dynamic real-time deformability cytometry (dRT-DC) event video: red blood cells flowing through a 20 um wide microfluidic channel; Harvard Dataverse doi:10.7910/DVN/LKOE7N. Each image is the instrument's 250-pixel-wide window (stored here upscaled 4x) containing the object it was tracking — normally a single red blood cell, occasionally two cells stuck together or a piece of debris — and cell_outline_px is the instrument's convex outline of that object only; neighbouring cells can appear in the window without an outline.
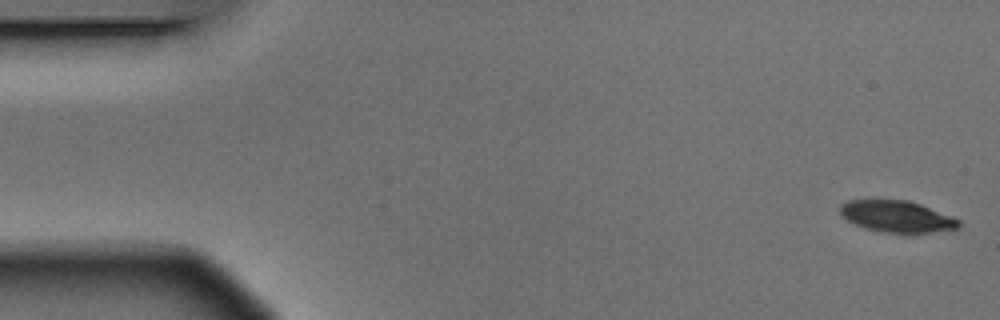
{"species": "Egyptian fruit bat (a non-hibernating species)", "species_latin": "Rousettus aegyptiacus", "temperature_condition": "warm", "stored_images_in_passage": 4, "camera_frame_rate_fps": 3000, "um_per_image_px": 0.085, "animal": {"sex": "male"}, "frame": {"image": 1, "passage_image": 1, "time_ms": 0.0, "image_size_px": [1000, 320], "cell_outline_px": [[960, 228], [928, 232], [880, 232], [864, 228], [840, 216], [840, 204], [848, 200], [908, 200], [920, 204], [960, 220]], "centroid_in_image_um": [76.19, 18.39], "position_along_channel_um": 8.8, "area_um2": 21.56}}